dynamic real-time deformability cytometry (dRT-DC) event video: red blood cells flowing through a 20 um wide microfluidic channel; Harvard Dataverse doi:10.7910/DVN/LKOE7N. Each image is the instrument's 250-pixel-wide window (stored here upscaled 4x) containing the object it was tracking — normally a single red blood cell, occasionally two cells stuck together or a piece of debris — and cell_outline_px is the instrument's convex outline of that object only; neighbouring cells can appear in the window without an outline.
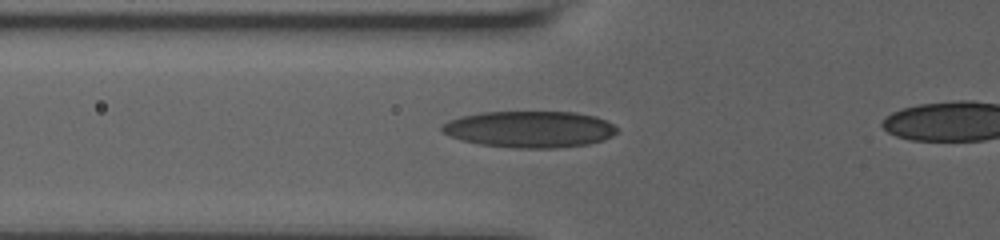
{"species": "human", "species_latin": "Homo sapiens", "temperature_condition": "room temperature", "stored_images_in_passage": 6, "segment_of_instrument_passage": [1, 2], "camera_frame_rate_fps": 3000, "um_per_image_px": 0.085, "donor": {"sex": "male"}, "frame": {"image": 1, "passage_image": 2, "time_ms": 0.667, "image_size_px": [1000, 240], "cell_outline_px": [[616, 132], [612, 136], [604, 140], [588, 144], [556, 148], [512, 148], [480, 144], [460, 140], [448, 136], [440, 132], [440, 128], [448, 120], [460, 116], [480, 112], [576, 112], [596, 116], [612, 124], [616, 128]], "centroid_in_image_um": [44.97, 10.99], "position_along_channel_um": 80.8, "area_um2": 37.51}}
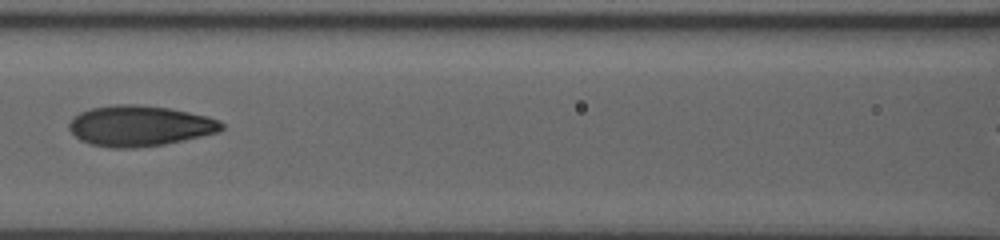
{"frame": {"image": 2, "passage_image": 4, "time_ms": 2.667, "image_size_px": [1000, 240], "cell_outline_px": [[224, 128], [216, 132], [184, 140], [164, 144], [132, 148], [112, 148], [92, 144], [80, 140], [68, 128], [68, 124], [72, 116], [80, 112], [92, 108], [116, 104], [136, 104], [168, 108], [208, 116], [220, 120], [224, 124]], "centroid_in_image_um": [11.85, 10.69], "position_along_channel_um": 154.7, "area_um2": 36.01}}